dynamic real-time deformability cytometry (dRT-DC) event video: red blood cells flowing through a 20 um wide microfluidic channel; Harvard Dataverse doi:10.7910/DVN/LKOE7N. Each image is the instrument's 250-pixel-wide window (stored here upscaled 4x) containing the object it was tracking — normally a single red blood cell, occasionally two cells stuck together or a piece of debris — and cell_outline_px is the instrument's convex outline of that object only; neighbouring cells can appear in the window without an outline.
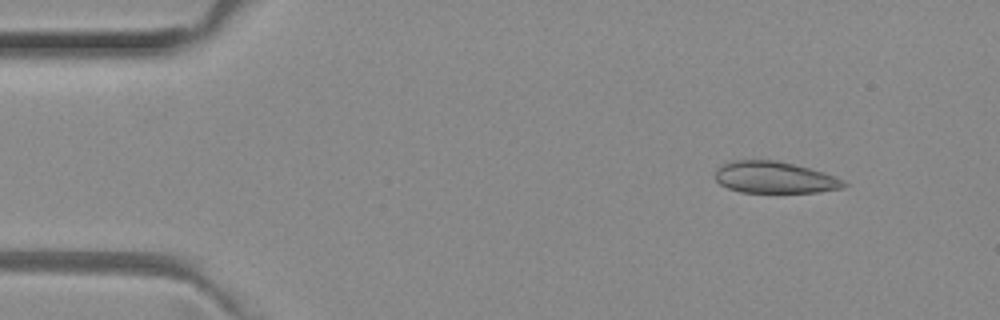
{"species": "common noctule bat (a hibernating species)", "species_latin": "Nyctalus noctula", "temperature_condition": "room temperature", "stored_images_in_passage": 48, "camera_frame_rate_fps": 3000, "um_per_image_px": 0.085, "animal": {"sex": "female", "body_mass_g": 29.2, "forearm_length_mm": 56.3}, "frame": {"image": 1, "passage_image": 2, "time_ms": 0.333, "image_size_px": [1000, 320], "cell_outline_px": [[848, 184], [844, 188], [816, 192], [740, 192], [728, 188], [720, 184], [716, 180], [716, 168], [720, 164], [728, 160], [776, 160], [824, 172], [836, 176], [844, 180]], "centroid_in_image_um": [65.83, 15.07], "position_along_channel_um": 19.2, "area_um2": 23.87}}
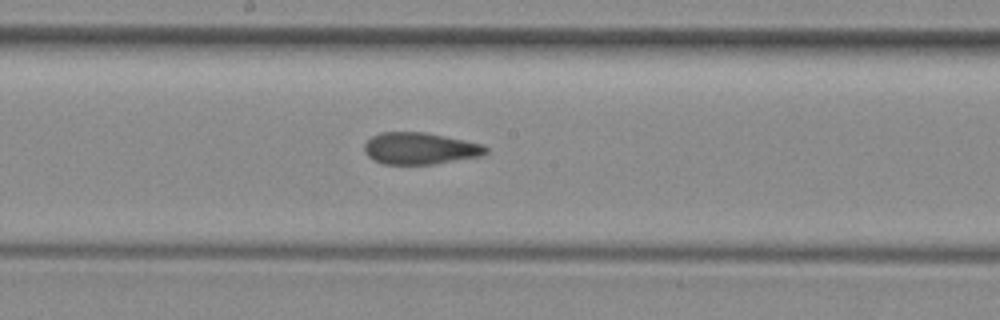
{"frame": {"image": 2, "passage_image": 23, "time_ms": 7.333, "image_size_px": [1000, 320], "cell_outline_px": [[488, 152], [484, 156], [432, 164], [384, 164], [372, 160], [364, 152], [364, 144], [372, 136], [380, 132], [428, 132], [484, 144], [488, 148]], "centroid_in_image_um": [35.73, 12.61], "position_along_channel_um": 212.5, "area_um2": 22.83}}
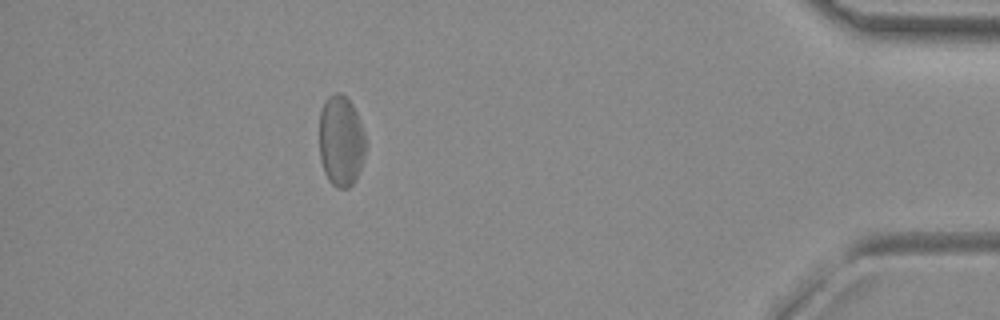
{"frame": {"image": 3, "passage_image": 42, "time_ms": 13.667, "image_size_px": [1000, 320], "cell_outline_px": [[368, 144], [356, 180], [348, 188], [336, 188], [328, 180], [324, 172], [320, 160], [320, 112], [324, 100], [328, 96], [336, 92], [340, 92], [352, 104], [356, 112], [364, 132]], "centroid_in_image_um": [28.99, 11.99], "position_along_channel_um": 406.2, "area_um2": 24.85}, "authors_computed_cell_mechanics": {"area_um2": 23.9003, "velocity_mm_per_s": 3.9696, "shape_relaxation_time_tau1_ms": null, "shape_relaxation_time_tau2_ms": 4.628, "deformation_change_tau1": null, "deformation_change_tau2": 0.073}}